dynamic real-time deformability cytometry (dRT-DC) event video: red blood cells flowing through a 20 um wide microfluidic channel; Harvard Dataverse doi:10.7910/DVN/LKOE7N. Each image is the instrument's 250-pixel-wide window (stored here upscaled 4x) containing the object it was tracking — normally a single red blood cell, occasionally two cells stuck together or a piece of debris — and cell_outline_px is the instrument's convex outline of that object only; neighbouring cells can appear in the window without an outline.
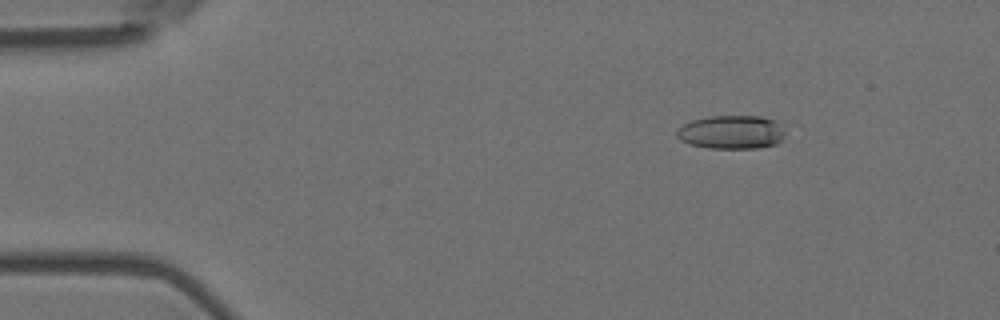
{"species": "Egyptian fruit bat (a non-hibernating species)", "species_latin": "Rousettus aegyptiacus", "temperature_condition": "room temperature", "stored_images_in_passage": 9, "camera_frame_rate_fps": 3000, "um_per_image_px": 0.085, "animal": {"sex": "female"}, "frame": {"image": 1, "passage_image": 3, "time_ms": 0.667, "image_size_px": [1000, 320], "cell_outline_px": [[784, 140], [776, 144], [756, 148], [708, 148], [692, 144], [680, 140], [676, 136], [676, 132], [684, 124], [692, 120], [708, 116], [760, 116], [776, 120], [784, 128]], "centroid_in_image_um": [62.22, 11.23], "position_along_channel_um": 22.8, "area_um2": 21.33}}
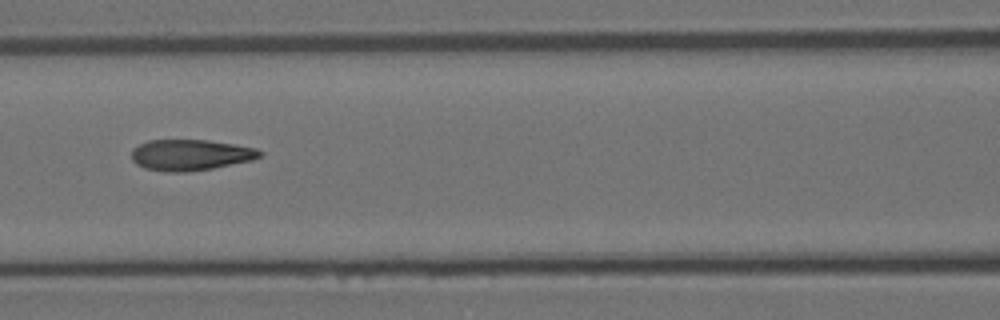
{"frame": {"image": 2, "passage_image": 8, "time_ms": 2.333, "image_size_px": [1000, 320], "cell_outline_px": [[264, 152], [260, 156], [252, 160], [212, 168], [188, 172], [164, 172], [144, 168], [136, 164], [132, 160], [132, 148], [148, 140], [208, 140], [256, 148]], "centroid_in_image_um": [16.16, 13.17], "position_along_channel_um": 150.4, "area_um2": 23.18}}
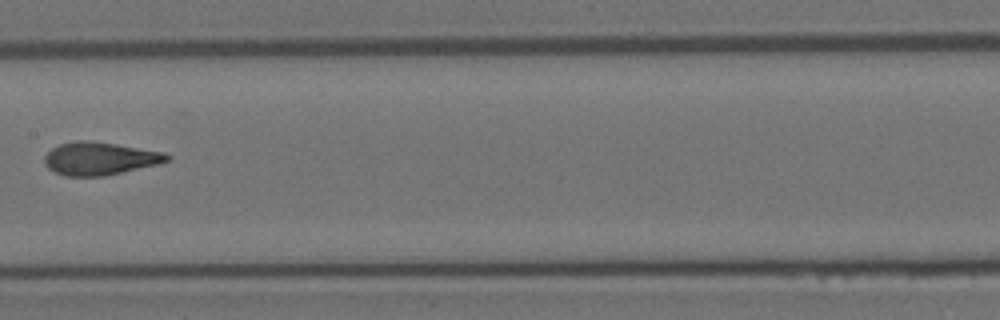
{"frame": {"image": 3, "passage_image": 9, "time_ms": 2.667, "image_size_px": [1000, 320], "cell_outline_px": [[172, 156], [168, 160], [160, 164], [104, 176], [64, 176], [48, 168], [44, 164], [44, 156], [52, 148], [60, 144], [76, 140], [88, 140], [116, 144], [164, 152]], "centroid_in_image_um": [8.48, 13.47], "position_along_channel_um": 198.9, "area_um2": 23.52}}